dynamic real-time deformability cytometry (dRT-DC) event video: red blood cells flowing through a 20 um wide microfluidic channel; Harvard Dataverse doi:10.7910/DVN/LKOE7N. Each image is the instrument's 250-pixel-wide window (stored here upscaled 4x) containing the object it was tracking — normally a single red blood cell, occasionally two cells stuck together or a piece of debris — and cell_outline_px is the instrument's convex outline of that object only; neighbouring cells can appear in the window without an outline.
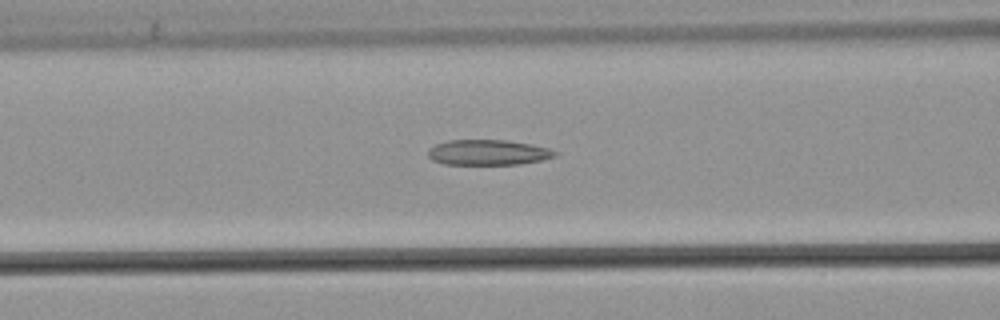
{"species": "common noctule bat (a hibernating species)", "species_latin": "Nyctalus noctula", "temperature_condition": "warm", "stored_images_in_passage": 31, "camera_frame_rate_fps": 3000, "um_per_image_px": 0.085, "animal": {"sex": "male", "body_mass_g": 21.5, "forearm_length_mm": 52.0}, "frame": {"image": 1, "passage_image": 9, "time_ms": 2.667, "image_size_px": [1000, 320], "cell_outline_px": [[560, 152], [556, 156], [540, 160], [520, 164], [444, 164], [432, 160], [428, 156], [428, 148], [436, 144], [448, 140], [508, 140], [532, 144], [548, 148]], "centroid_in_image_um": [41.49, 12.95], "position_along_channel_um": 125.1, "area_um2": 18.84}}
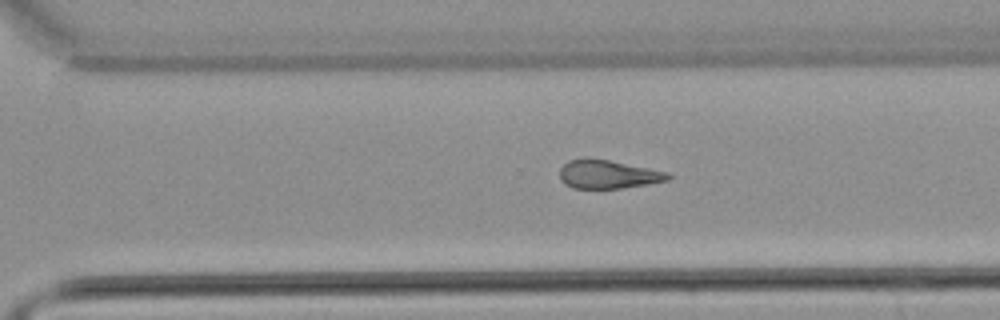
{"frame": {"image": 2, "passage_image": 24, "time_ms": 7.667, "image_size_px": [1000, 320], "cell_outline_px": [[672, 176], [668, 180], [648, 184], [620, 188], [572, 188], [560, 176], [560, 168], [568, 160], [588, 156], [668, 172]], "centroid_in_image_um": [51.68, 14.79], "position_along_channel_um": 318.9, "area_um2": 17.92}}
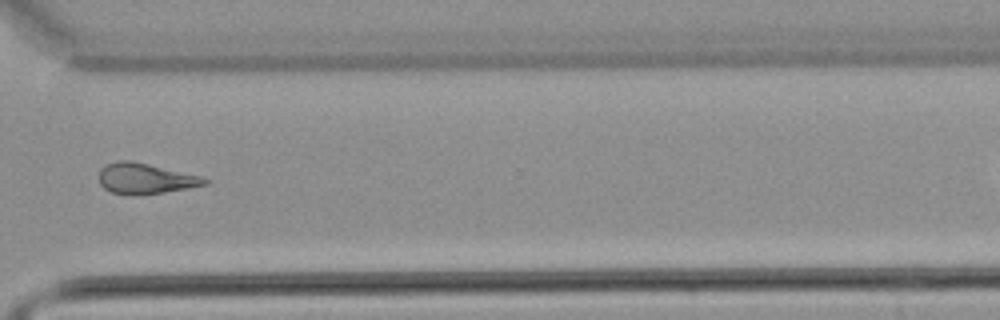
{"frame": {"image": 3, "passage_image": 27, "time_ms": 8.667, "image_size_px": [1000, 320], "cell_outline_px": [[212, 180], [208, 184], [188, 188], [140, 196], [128, 196], [112, 192], [104, 188], [100, 184], [100, 168], [116, 160], [132, 160], [200, 176]], "centroid_in_image_um": [12.35, 15.19], "position_along_channel_um": 358.2, "area_um2": 19.07}}